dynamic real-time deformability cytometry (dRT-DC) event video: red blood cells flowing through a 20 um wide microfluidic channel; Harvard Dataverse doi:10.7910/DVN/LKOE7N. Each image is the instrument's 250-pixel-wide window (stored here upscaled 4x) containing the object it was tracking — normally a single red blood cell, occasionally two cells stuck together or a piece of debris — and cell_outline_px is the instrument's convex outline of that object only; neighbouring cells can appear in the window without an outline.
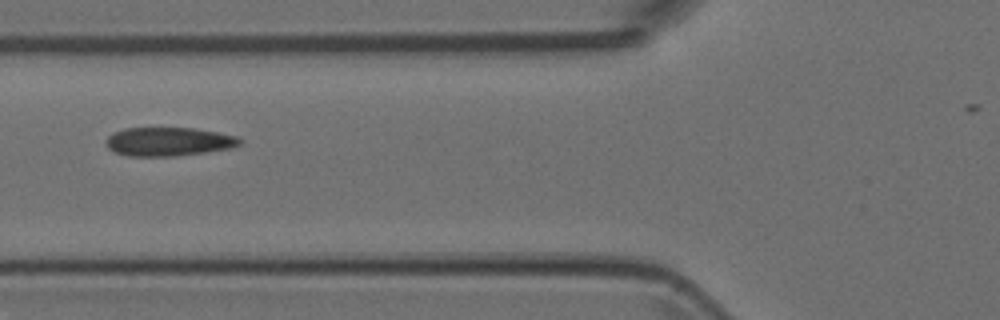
{"species": "Egyptian fruit bat (a non-hibernating species)", "species_latin": "Rousettus aegyptiacus", "temperature_condition": "room temperature", "stored_images_in_passage": 4, "camera_frame_rate_fps": 3000, "um_per_image_px": 0.085, "animal": {"sex": "female"}, "frame": {"image": 1, "passage_image": 4, "time_ms": 1.0, "image_size_px": [1000, 320], "cell_outline_px": [[244, 140], [240, 144], [232, 148], [176, 156], [128, 156], [116, 152], [108, 148], [104, 140], [112, 132], [124, 128], [192, 128], [240, 136]], "centroid_in_image_um": [14.33, 12.03], "position_along_channel_um": 111.5, "area_um2": 22.54}}